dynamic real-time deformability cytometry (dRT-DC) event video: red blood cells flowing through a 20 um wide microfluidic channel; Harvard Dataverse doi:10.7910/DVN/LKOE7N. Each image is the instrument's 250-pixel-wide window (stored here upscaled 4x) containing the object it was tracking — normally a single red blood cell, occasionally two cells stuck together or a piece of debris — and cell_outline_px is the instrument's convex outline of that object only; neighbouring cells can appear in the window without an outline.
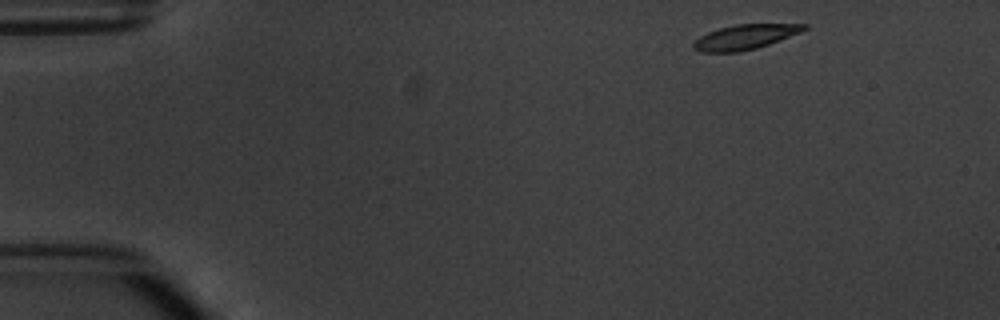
{"species": "common noctule bat (a hibernating species)", "species_latin": "Nyctalus noctula", "temperature_condition": "warm", "stored_images_in_passage": 4, "camera_frame_rate_fps": 3000, "um_per_image_px": 0.085, "animal": {"sex": "male", "body_mass_g": 20.1, "forearm_length_mm": 53.5}, "frame": {"image": 1, "passage_image": 1, "time_ms": 0.0, "image_size_px": [1000, 320], "cell_outline_px": [[808, 28], [800, 32], [768, 44], [756, 48], [740, 52], [700, 52], [692, 48], [692, 44], [700, 36], [708, 32], [720, 28], [736, 24], [808, 24]], "centroid_in_image_um": [63.29, 3.14], "position_along_channel_um": 21.7, "area_um2": 15.84}}
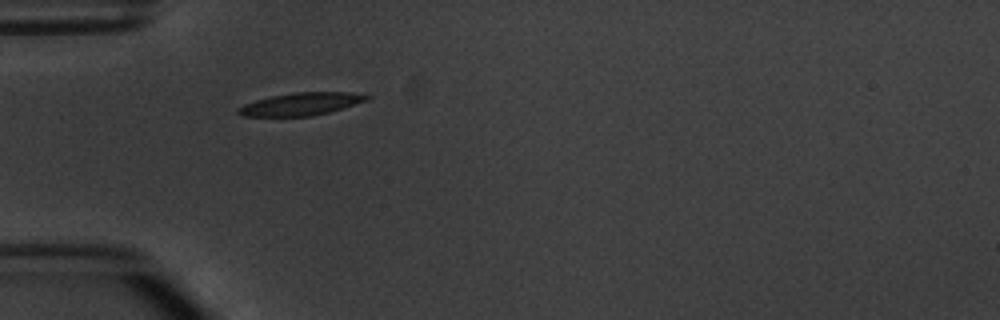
{"frame": {"image": 2, "passage_image": 4, "time_ms": 3.333, "image_size_px": [1000, 320], "cell_outline_px": [[372, 96], [368, 100], [328, 112], [312, 116], [244, 116], [236, 112], [236, 108], [244, 104], [256, 100], [272, 96], [296, 92], [348, 92]], "centroid_in_image_um": [25.56, 8.84], "position_along_channel_um": 59.4, "area_um2": 16.76}}